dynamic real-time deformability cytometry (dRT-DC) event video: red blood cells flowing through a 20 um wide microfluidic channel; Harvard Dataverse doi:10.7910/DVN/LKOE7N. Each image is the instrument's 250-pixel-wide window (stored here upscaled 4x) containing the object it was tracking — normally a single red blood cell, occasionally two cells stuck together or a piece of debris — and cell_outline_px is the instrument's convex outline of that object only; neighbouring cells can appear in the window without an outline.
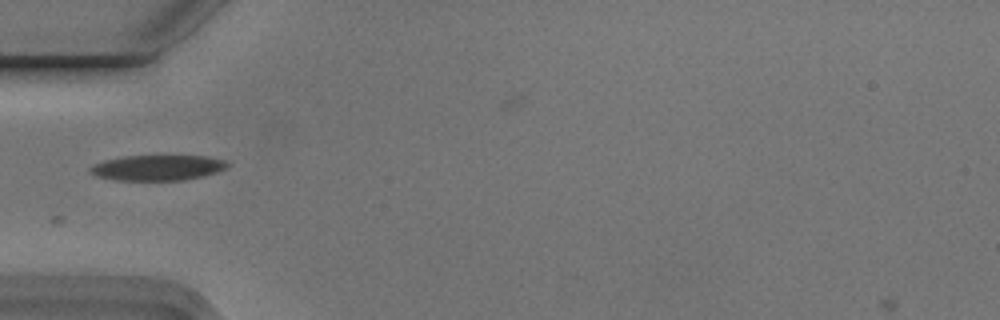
{"species": "Egyptian fruit bat (a non-hibernating species)", "species_latin": "Rousettus aegyptiacus", "temperature_condition": "cold", "stored_images_in_passage": 4, "camera_frame_rate_fps": 3000, "um_per_image_px": 0.085, "animal": {"sex": "male"}, "frame": {"image": 1, "passage_image": 3, "time_ms": 0.667, "image_size_px": [1000, 320], "cell_outline_px": [[232, 164], [228, 168], [204, 176], [184, 180], [112, 180], [96, 176], [88, 172], [88, 168], [92, 164], [104, 160], [124, 156], [208, 156], [224, 160]], "centroid_in_image_um": [13.38, 14.26], "position_along_channel_um": 71.6, "area_um2": 20.63}}